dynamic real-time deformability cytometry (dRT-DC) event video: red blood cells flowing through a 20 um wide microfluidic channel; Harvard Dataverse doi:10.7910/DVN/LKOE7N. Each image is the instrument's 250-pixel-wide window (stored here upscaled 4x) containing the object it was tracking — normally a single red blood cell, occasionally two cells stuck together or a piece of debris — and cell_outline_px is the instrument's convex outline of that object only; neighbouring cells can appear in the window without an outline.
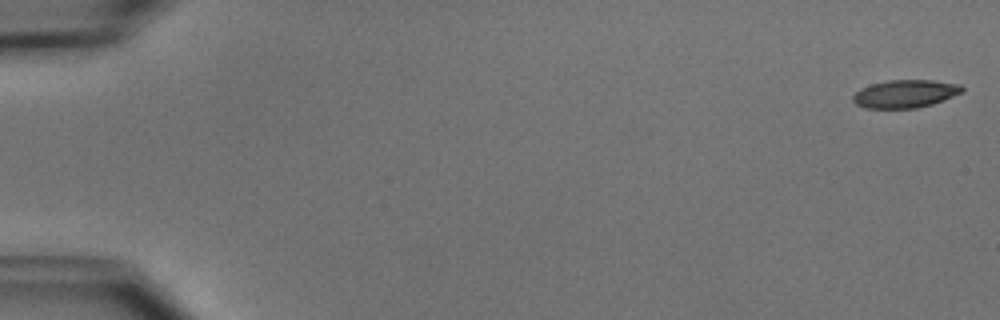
{"species": "common noctule bat (a hibernating species)", "species_latin": "Nyctalus noctula", "temperature_condition": "cold", "stored_images_in_passage": 5, "segment_of_instrument_passage": [1, 2], "camera_frame_rate_fps": 3000, "um_per_image_px": 0.085, "animal": {"sex": "male", "body_mass_g": 15.6}, "frame": {"image": 1, "passage_image": 1, "time_ms": 0.0, "image_size_px": [1000, 320], "cell_outline_px": [[964, 92], [932, 104], [916, 108], [864, 108], [856, 104], [852, 100], [852, 96], [860, 88], [872, 84], [888, 80], [932, 80], [960, 84], [964, 88]], "centroid_in_image_um": [76.94, 7.97], "position_along_channel_um": 8.1, "area_um2": 17.8}}
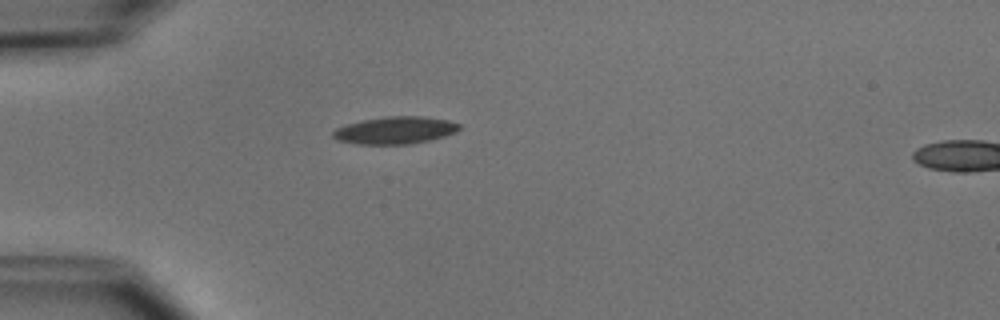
{"frame": {"image": 2, "passage_image": 4, "time_ms": 4.667, "image_size_px": [1000, 320], "cell_outline_px": [[460, 128], [456, 132], [444, 136], [428, 140], [408, 144], [360, 144], [336, 140], [332, 136], [332, 132], [336, 128], [348, 124], [364, 120], [384, 116], [424, 116], [448, 120], [460, 124]], "centroid_in_image_um": [33.59, 11.07], "position_along_channel_um": 51.4, "area_um2": 20.0}}